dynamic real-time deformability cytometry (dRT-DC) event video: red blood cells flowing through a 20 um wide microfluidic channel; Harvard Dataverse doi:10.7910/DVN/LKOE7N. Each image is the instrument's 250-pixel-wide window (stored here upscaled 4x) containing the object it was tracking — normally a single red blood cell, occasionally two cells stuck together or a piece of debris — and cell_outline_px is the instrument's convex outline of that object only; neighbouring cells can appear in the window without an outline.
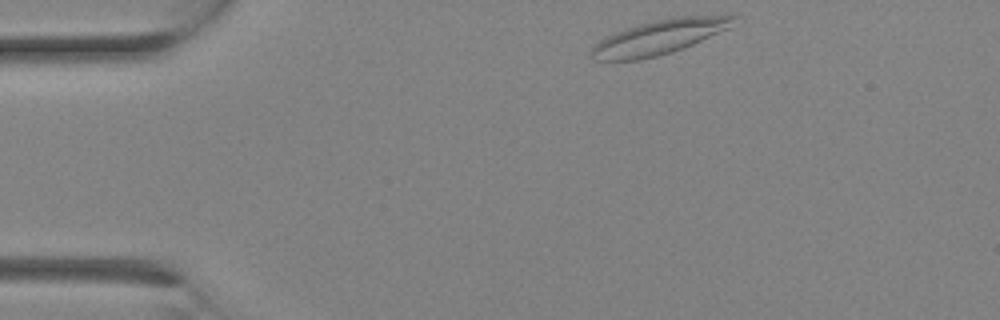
{"species": "Egyptian fruit bat (a non-hibernating species)", "species_latin": "Rousettus aegyptiacus", "temperature_condition": "room temperature", "stored_images_in_passage": 5, "camera_frame_rate_fps": 3000, "um_per_image_px": 0.085, "animal": {"sex": "female"}, "frame": {"image": 1, "passage_image": 1, "time_ms": 0.0, "image_size_px": [1000, 320], "cell_outline_px": [[740, 16], [732, 28], [684, 48], [672, 52], [640, 60], [596, 60], [588, 52], [592, 44], [604, 36], [640, 24], [656, 20], [680, 16]], "centroid_in_image_um": [56.04, 3.16], "position_along_channel_um": 29.0, "area_um2": 28.78}}